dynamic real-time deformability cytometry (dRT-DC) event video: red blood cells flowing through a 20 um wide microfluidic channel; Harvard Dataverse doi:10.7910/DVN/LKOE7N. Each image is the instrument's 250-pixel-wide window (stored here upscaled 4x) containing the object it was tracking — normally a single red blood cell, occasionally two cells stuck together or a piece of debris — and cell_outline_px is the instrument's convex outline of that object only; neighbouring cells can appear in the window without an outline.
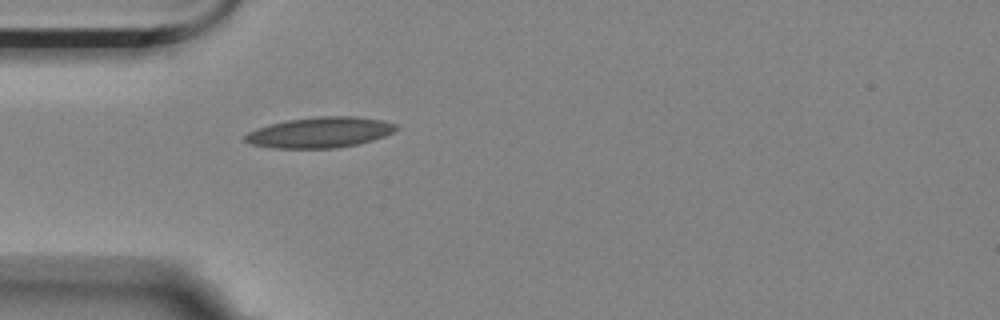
{"species": "Egyptian fruit bat (a non-hibernating species)", "species_latin": "Rousettus aegyptiacus", "temperature_condition": "room temperature", "stored_images_in_passage": 1, "camera_frame_rate_fps": 3000, "um_per_image_px": 0.085, "animal": {"sex": "female"}, "frame": {"image": 1, "passage_image": 1, "time_ms": 0.0, "image_size_px": [1000, 320], "cell_outline_px": [[400, 128], [384, 136], [372, 140], [356, 144], [336, 148], [272, 148], [252, 144], [244, 140], [244, 136], [248, 132], [256, 128], [268, 124], [288, 120], [316, 116], [356, 116], [384, 120], [396, 124]], "centroid_in_image_um": [27.2, 11.24], "position_along_channel_um": 57.8, "area_um2": 27.05}}